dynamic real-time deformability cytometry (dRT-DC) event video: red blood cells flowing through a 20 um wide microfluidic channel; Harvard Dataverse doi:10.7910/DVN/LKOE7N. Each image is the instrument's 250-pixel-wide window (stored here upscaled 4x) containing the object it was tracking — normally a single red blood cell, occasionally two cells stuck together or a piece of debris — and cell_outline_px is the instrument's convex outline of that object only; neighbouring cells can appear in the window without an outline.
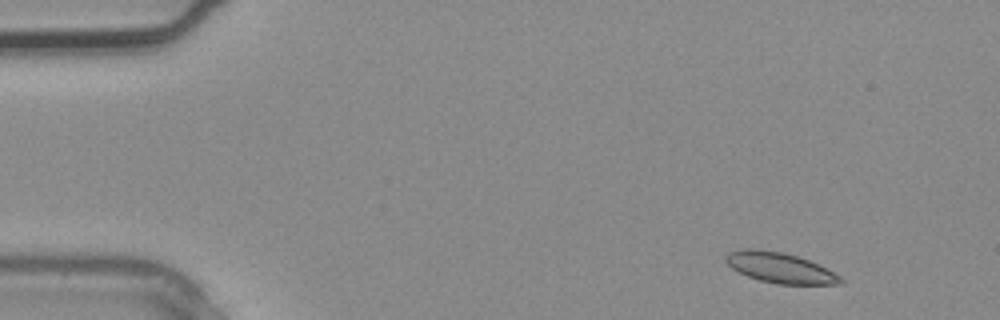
{"species": "common noctule bat (a hibernating species)", "species_latin": "Nyctalus noctula", "temperature_condition": "warm", "stored_images_in_passage": 3, "camera_frame_rate_fps": 3000, "um_per_image_px": 0.085, "animal": {"sex": "male", "body_mass_g": 20.4}, "frame": {"image": 1, "passage_image": 1, "time_ms": 0.0, "image_size_px": [1000, 320], "cell_outline_px": [[844, 284], [776, 284], [760, 280], [748, 276], [732, 268], [724, 260], [724, 256], [728, 252], [740, 248], [756, 248], [784, 252], [808, 260], [840, 276], [844, 280]], "centroid_in_image_um": [66.25, 22.74], "position_along_channel_um": 18.8, "area_um2": 20.29}}